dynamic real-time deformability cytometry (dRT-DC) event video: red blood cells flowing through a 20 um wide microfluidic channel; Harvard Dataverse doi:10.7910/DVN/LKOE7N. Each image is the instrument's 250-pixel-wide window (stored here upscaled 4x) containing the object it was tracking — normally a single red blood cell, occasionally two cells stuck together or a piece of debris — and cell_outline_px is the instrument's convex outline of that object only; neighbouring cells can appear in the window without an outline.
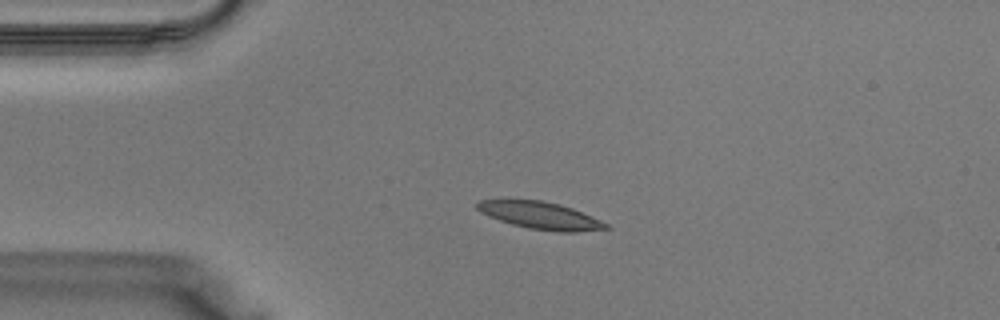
{"species": "Egyptian fruit bat (a non-hibernating species)", "species_latin": "Rousettus aegyptiacus", "temperature_condition": "warm", "stored_images_in_passage": 37, "camera_frame_rate_fps": 3000, "um_per_image_px": 0.085, "animal": {"sex": "male"}, "frame": {"image": 1, "passage_image": 7, "time_ms": 2.0, "image_size_px": [1000, 320], "cell_outline_px": [[612, 228], [572, 232], [560, 232], [528, 228], [512, 224], [488, 216], [480, 212], [476, 208], [476, 204], [480, 200], [540, 200], [560, 204], [572, 208], [600, 220], [608, 224]], "centroid_in_image_um": [45.93, 18.32], "position_along_channel_um": 39.1, "area_um2": 20.23}}
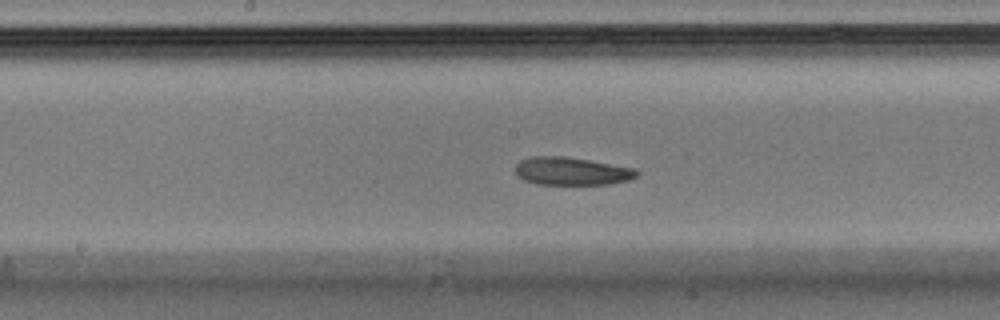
{"frame": {"image": 2, "passage_image": 18, "time_ms": 5.667, "image_size_px": [1000, 320], "cell_outline_px": [[640, 172], [636, 176], [628, 180], [612, 184], [536, 184], [524, 180], [516, 176], [516, 164], [520, 160], [532, 156], [564, 156], [588, 160], [632, 168]], "centroid_in_image_um": [48.54, 14.55], "position_along_channel_um": 199.7, "area_um2": 19.65}}
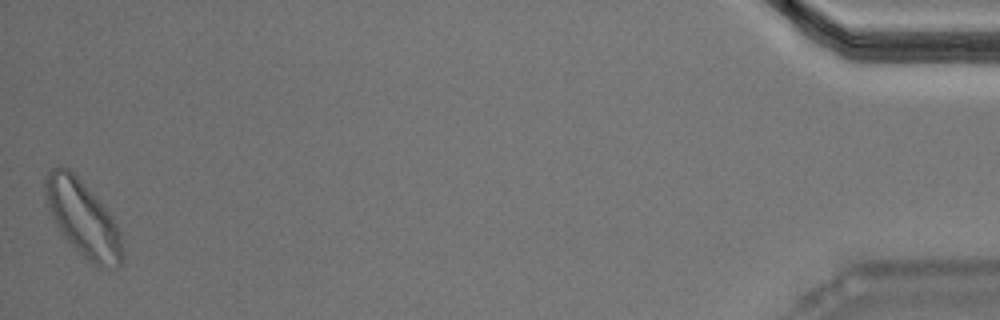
{"frame": {"image": 3, "passage_image": 37, "time_ms": 12.0, "image_size_px": [1000, 320], "cell_outline_px": [[120, 264], [100, 268], [92, 264], [64, 236], [48, 212], [44, 192], [44, 180], [48, 172], [52, 168], [60, 164], [68, 168], [76, 176], [112, 216], [120, 232]], "centroid_in_image_um": [6.97, 18.51], "position_along_channel_um": 428.2, "area_um2": 33.06}}